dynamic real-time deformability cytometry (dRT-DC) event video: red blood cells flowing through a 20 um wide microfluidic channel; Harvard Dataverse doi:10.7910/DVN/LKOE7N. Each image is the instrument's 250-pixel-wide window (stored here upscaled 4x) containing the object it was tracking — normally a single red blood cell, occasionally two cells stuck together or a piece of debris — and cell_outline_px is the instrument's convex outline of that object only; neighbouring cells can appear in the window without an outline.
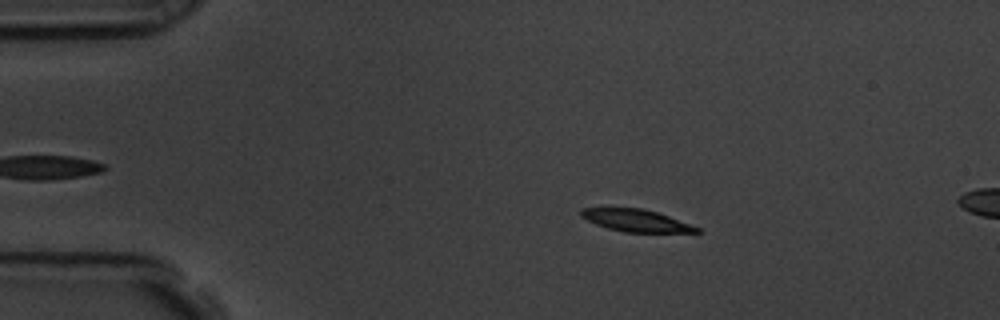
{"species": "common noctule bat (a hibernating species)", "species_latin": "Nyctalus noctula", "temperature_condition": "room temperature", "stored_images_in_passage": 15, "camera_frame_rate_fps": 3000, "um_per_image_px": 0.085, "animal": {"sex": "male", "body_mass_g": 19.5, "forearm_length_mm": 54.6}, "frame": {"image": 1, "passage_image": 11, "time_ms": 3.333, "image_size_px": [1000, 320], "cell_outline_px": [[700, 232], [624, 232], [608, 228], [596, 224], [580, 216], [580, 208], [644, 208], [692, 224], [700, 228]], "centroid_in_image_um": [54.06, 18.74], "position_along_channel_um": 30.9, "area_um2": 14.85}}